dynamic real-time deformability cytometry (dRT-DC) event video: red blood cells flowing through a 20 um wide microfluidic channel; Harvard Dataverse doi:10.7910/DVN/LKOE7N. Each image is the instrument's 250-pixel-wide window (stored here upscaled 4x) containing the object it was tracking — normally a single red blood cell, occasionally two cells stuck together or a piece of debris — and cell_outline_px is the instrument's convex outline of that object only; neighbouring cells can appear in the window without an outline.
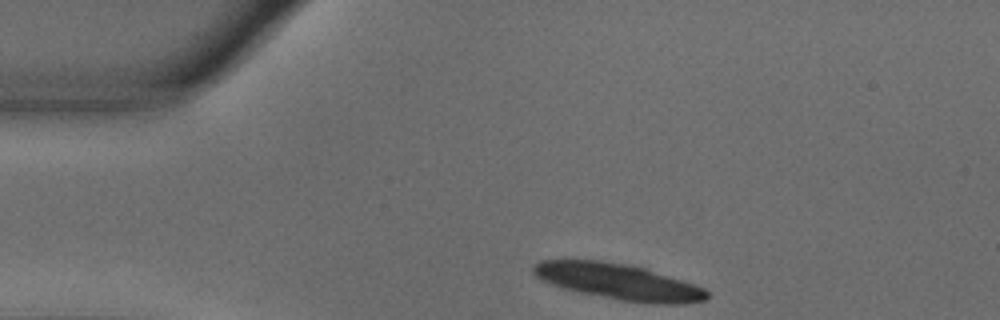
{"species": "common noctule bat (a hibernating species)", "species_latin": "Nyctalus noctula", "temperature_condition": "warm", "stored_images_in_passage": 45, "camera_frame_rate_fps": 3000, "um_per_image_px": 0.085, "animal": {"sex": "male", "body_mass_g": 18.8}, "frame": {"image": 1, "passage_image": 1, "time_ms": 0.0, "image_size_px": [1000, 320], "cell_outline_px": [[708, 296], [704, 300], [684, 304], [652, 304], [620, 300], [580, 292], [564, 288], [552, 284], [536, 276], [532, 272], [532, 264], [540, 260], [600, 260], [624, 264], [644, 268], [704, 288], [708, 292]], "centroid_in_image_um": [52.54, 23.94], "position_along_channel_um": 32.5, "area_um2": 35.89}}
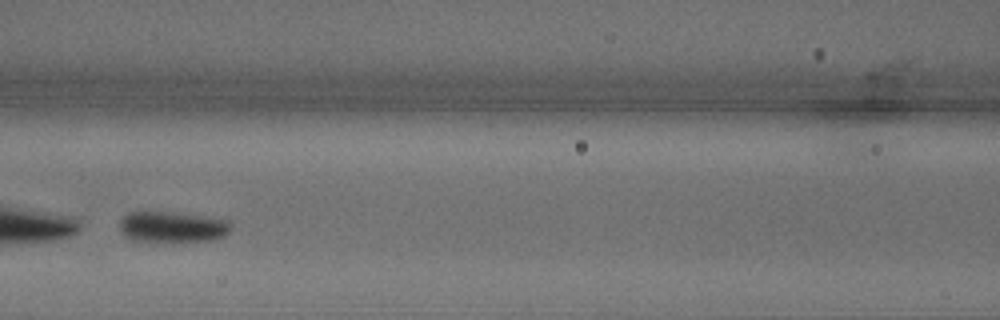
{"frame": {"image": 2, "passage_image": 15, "time_ms": 4.667, "image_size_px": [1000, 320], "cell_outline_px": [[232, 228], [224, 236], [212, 240], [164, 244], [132, 240], [124, 236], [120, 232], [120, 220], [128, 212], [172, 212], [212, 216], [228, 220]], "centroid_in_image_um": [14.66, 19.32], "position_along_channel_um": 151.9, "area_um2": 21.04}}
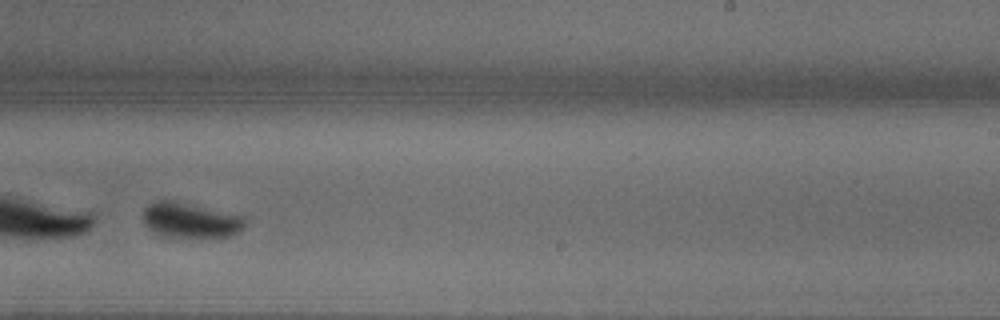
{"frame": {"image": 3, "passage_image": 25, "time_ms": 8.0, "image_size_px": [1000, 320], "cell_outline_px": [[244, 228], [228, 236], [160, 236], [152, 232], [144, 224], [144, 208], [148, 204], [156, 200], [172, 200], [244, 216]], "centroid_in_image_um": [16.12, 18.7], "position_along_channel_um": 272.9, "area_um2": 20.52}, "authors_computed_cell_mechanics": {"area_um2": 22.1374, "velocity_mm_per_s": 3.6348, "shape_relaxation_time_tau1_ms": 0.7427, "shape_relaxation_time_tau2_ms": 2.5403, "deformation_change_tau1": 0.3034, "deformation_change_tau2": 0.0691}}